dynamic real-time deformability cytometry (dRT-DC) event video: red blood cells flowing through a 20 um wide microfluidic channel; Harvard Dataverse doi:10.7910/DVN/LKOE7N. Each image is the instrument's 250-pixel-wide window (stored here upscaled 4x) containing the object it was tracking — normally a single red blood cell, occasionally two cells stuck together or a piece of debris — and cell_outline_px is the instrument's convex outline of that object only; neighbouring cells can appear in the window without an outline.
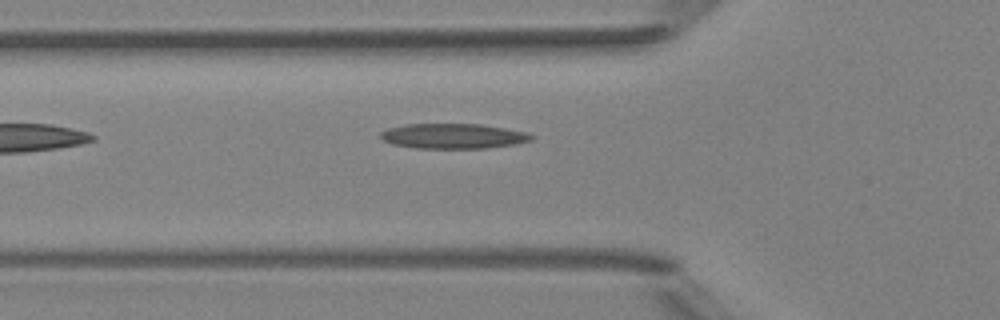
{"species": "Egyptian fruit bat (a non-hibernating species)", "species_latin": "Rousettus aegyptiacus", "temperature_condition": "room temperature", "stored_images_in_passage": 2, "camera_frame_rate_fps": 3000, "um_per_image_px": 0.085, "animal": {"sex": "female"}, "frame": {"image": 1, "passage_image": 2, "time_ms": 1.333, "image_size_px": [1000, 320], "cell_outline_px": [[536, 136], [532, 140], [516, 144], [488, 148], [416, 148], [392, 144], [384, 140], [380, 136], [380, 132], [388, 128], [404, 124], [480, 124], [528, 132]], "centroid_in_image_um": [38.55, 11.56], "position_along_channel_um": 87.2, "area_um2": 22.14}}